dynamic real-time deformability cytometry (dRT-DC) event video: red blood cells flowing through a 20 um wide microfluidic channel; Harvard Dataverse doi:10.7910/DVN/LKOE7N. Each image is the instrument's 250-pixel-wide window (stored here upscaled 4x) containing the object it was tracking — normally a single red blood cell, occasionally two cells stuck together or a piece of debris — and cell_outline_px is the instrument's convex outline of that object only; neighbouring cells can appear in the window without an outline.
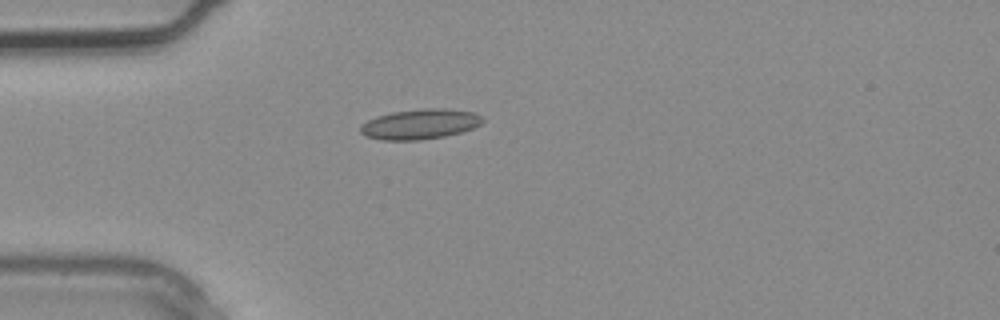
{"species": "common noctule bat (a hibernating species)", "species_latin": "Nyctalus noctula", "temperature_condition": "warm", "stored_images_in_passage": 1, "camera_frame_rate_fps": 3000, "um_per_image_px": 0.085, "animal": {"sex": "male", "body_mass_g": 20.4}, "frame": {"image": 1, "passage_image": 1, "time_ms": 0.0, "image_size_px": [1000, 320], "cell_outline_px": [[484, 120], [480, 124], [472, 128], [460, 132], [444, 136], [420, 140], [380, 140], [364, 136], [360, 132], [360, 124], [376, 116], [392, 112], [424, 108], [444, 108], [476, 112]], "centroid_in_image_um": [35.66, 10.55], "position_along_channel_um": 49.3, "area_um2": 21.56}}